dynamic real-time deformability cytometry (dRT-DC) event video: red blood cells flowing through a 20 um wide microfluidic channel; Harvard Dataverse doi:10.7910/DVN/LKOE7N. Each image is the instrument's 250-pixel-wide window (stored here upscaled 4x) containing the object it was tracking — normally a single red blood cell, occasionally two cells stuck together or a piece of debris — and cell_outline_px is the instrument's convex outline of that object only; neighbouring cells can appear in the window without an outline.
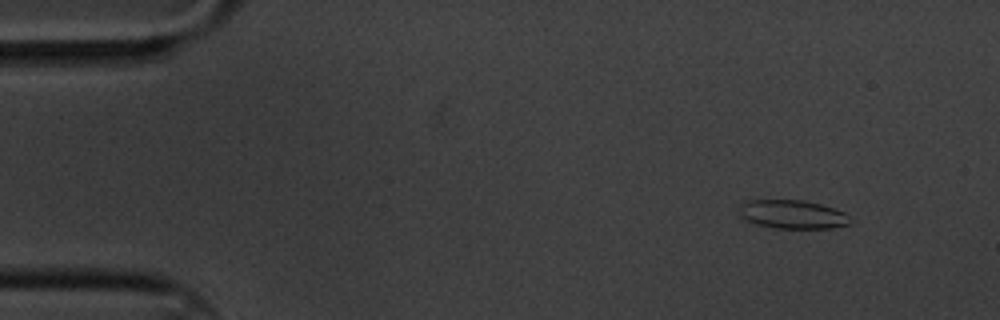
{"species": "common noctule bat (a hibernating species)", "species_latin": "Nyctalus noctula", "temperature_condition": "cold", "stored_images_in_passage": 4, "camera_frame_rate_fps": 3000, "um_per_image_px": 0.085, "animal": {"sex": "male", "body_mass_g": 20.1, "forearm_length_mm": 53.5}, "frame": {"image": 1, "passage_image": 1, "time_ms": 0.0, "image_size_px": [1000, 320], "cell_outline_px": [[852, 224], [832, 228], [776, 228], [756, 224], [748, 220], [740, 212], [740, 208], [744, 200], [804, 200], [820, 204], [844, 212], [852, 220]], "centroid_in_image_um": [67.42, 18.22], "position_along_channel_um": 17.6, "area_um2": 18.38}}
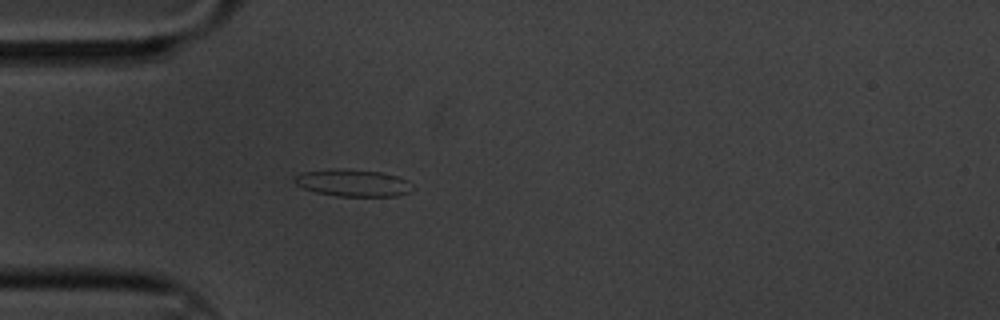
{"frame": {"image": 2, "passage_image": 4, "time_ms": 1.0, "image_size_px": [1000, 320], "cell_outline_px": [[416, 188], [412, 192], [396, 196], [336, 196], [316, 192], [304, 188], [296, 184], [292, 180], [296, 176], [304, 172], [380, 172], [396, 176], [408, 180]], "centroid_in_image_um": [30.13, 15.62], "position_along_channel_um": 54.9, "area_um2": 17.57}}